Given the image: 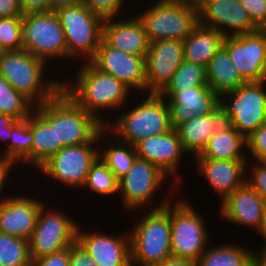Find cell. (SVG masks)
Listing matches in <instances>:
<instances>
[{"label": "cell", "instance_id": "1", "mask_svg": "<svg viewBox=\"0 0 266 266\" xmlns=\"http://www.w3.org/2000/svg\"><path fill=\"white\" fill-rule=\"evenodd\" d=\"M84 63L79 67L75 81L73 80L75 83L70 80L69 84L63 80L62 89L86 112L104 126L108 125L110 123L98 112L124 109L129 102L131 89L113 75L97 69L90 61Z\"/></svg>", "mask_w": 266, "mask_h": 266}, {"label": "cell", "instance_id": "2", "mask_svg": "<svg viewBox=\"0 0 266 266\" xmlns=\"http://www.w3.org/2000/svg\"><path fill=\"white\" fill-rule=\"evenodd\" d=\"M45 64L48 65L24 49L0 52V75L35 107L51 100L62 90L61 80L44 78Z\"/></svg>", "mask_w": 266, "mask_h": 266}, {"label": "cell", "instance_id": "3", "mask_svg": "<svg viewBox=\"0 0 266 266\" xmlns=\"http://www.w3.org/2000/svg\"><path fill=\"white\" fill-rule=\"evenodd\" d=\"M169 200L152 207L129 231L131 266H158L172 256Z\"/></svg>", "mask_w": 266, "mask_h": 266}, {"label": "cell", "instance_id": "4", "mask_svg": "<svg viewBox=\"0 0 266 266\" xmlns=\"http://www.w3.org/2000/svg\"><path fill=\"white\" fill-rule=\"evenodd\" d=\"M136 105L131 110H125V113L119 112L121 114L111 121V127L105 125L109 130L108 136L111 132L118 140L134 146L147 137L167 133L173 129L169 105L160 94H148L146 99Z\"/></svg>", "mask_w": 266, "mask_h": 266}, {"label": "cell", "instance_id": "5", "mask_svg": "<svg viewBox=\"0 0 266 266\" xmlns=\"http://www.w3.org/2000/svg\"><path fill=\"white\" fill-rule=\"evenodd\" d=\"M54 11L64 32L68 59L82 56L84 61H90L102 40L104 19L93 13L83 0L58 7Z\"/></svg>", "mask_w": 266, "mask_h": 266}, {"label": "cell", "instance_id": "6", "mask_svg": "<svg viewBox=\"0 0 266 266\" xmlns=\"http://www.w3.org/2000/svg\"><path fill=\"white\" fill-rule=\"evenodd\" d=\"M154 3L137 14L150 42L183 41L198 24V7L190 0H156Z\"/></svg>", "mask_w": 266, "mask_h": 266}, {"label": "cell", "instance_id": "7", "mask_svg": "<svg viewBox=\"0 0 266 266\" xmlns=\"http://www.w3.org/2000/svg\"><path fill=\"white\" fill-rule=\"evenodd\" d=\"M265 84L266 80L247 82L220 97L224 121L245 137L262 124H266ZM225 99H229L228 102Z\"/></svg>", "mask_w": 266, "mask_h": 266}, {"label": "cell", "instance_id": "8", "mask_svg": "<svg viewBox=\"0 0 266 266\" xmlns=\"http://www.w3.org/2000/svg\"><path fill=\"white\" fill-rule=\"evenodd\" d=\"M169 200L171 254L197 262L207 248L209 233L203 217L187 199Z\"/></svg>", "mask_w": 266, "mask_h": 266}, {"label": "cell", "instance_id": "9", "mask_svg": "<svg viewBox=\"0 0 266 266\" xmlns=\"http://www.w3.org/2000/svg\"><path fill=\"white\" fill-rule=\"evenodd\" d=\"M23 49L45 62L68 58L66 40L54 10L23 14Z\"/></svg>", "mask_w": 266, "mask_h": 266}, {"label": "cell", "instance_id": "10", "mask_svg": "<svg viewBox=\"0 0 266 266\" xmlns=\"http://www.w3.org/2000/svg\"><path fill=\"white\" fill-rule=\"evenodd\" d=\"M98 157L99 133L90 142L64 146L38 170L40 174L62 185L80 189L83 188L90 168Z\"/></svg>", "mask_w": 266, "mask_h": 266}, {"label": "cell", "instance_id": "11", "mask_svg": "<svg viewBox=\"0 0 266 266\" xmlns=\"http://www.w3.org/2000/svg\"><path fill=\"white\" fill-rule=\"evenodd\" d=\"M42 205L29 240L31 259H39L69 248L76 242L78 222L64 211Z\"/></svg>", "mask_w": 266, "mask_h": 266}, {"label": "cell", "instance_id": "12", "mask_svg": "<svg viewBox=\"0 0 266 266\" xmlns=\"http://www.w3.org/2000/svg\"><path fill=\"white\" fill-rule=\"evenodd\" d=\"M104 127L63 89L56 95L57 144L70 146L90 142Z\"/></svg>", "mask_w": 266, "mask_h": 266}, {"label": "cell", "instance_id": "13", "mask_svg": "<svg viewBox=\"0 0 266 266\" xmlns=\"http://www.w3.org/2000/svg\"><path fill=\"white\" fill-rule=\"evenodd\" d=\"M168 177L153 163L137 157L129 171L119 179L124 211L138 210L143 205L146 207L152 197H156V192L163 187Z\"/></svg>", "mask_w": 266, "mask_h": 266}, {"label": "cell", "instance_id": "14", "mask_svg": "<svg viewBox=\"0 0 266 266\" xmlns=\"http://www.w3.org/2000/svg\"><path fill=\"white\" fill-rule=\"evenodd\" d=\"M223 46L240 75L247 82L265 81L266 29L256 32L226 36Z\"/></svg>", "mask_w": 266, "mask_h": 266}, {"label": "cell", "instance_id": "15", "mask_svg": "<svg viewBox=\"0 0 266 266\" xmlns=\"http://www.w3.org/2000/svg\"><path fill=\"white\" fill-rule=\"evenodd\" d=\"M183 61V41L165 39L150 42L145 56V91L160 94Z\"/></svg>", "mask_w": 266, "mask_h": 266}, {"label": "cell", "instance_id": "16", "mask_svg": "<svg viewBox=\"0 0 266 266\" xmlns=\"http://www.w3.org/2000/svg\"><path fill=\"white\" fill-rule=\"evenodd\" d=\"M198 23L216 29L225 37L253 33L259 30L239 0L203 1L198 6Z\"/></svg>", "mask_w": 266, "mask_h": 266}, {"label": "cell", "instance_id": "17", "mask_svg": "<svg viewBox=\"0 0 266 266\" xmlns=\"http://www.w3.org/2000/svg\"><path fill=\"white\" fill-rule=\"evenodd\" d=\"M90 62L100 71L113 75L132 90L145 92V57L114 49L101 40Z\"/></svg>", "mask_w": 266, "mask_h": 266}, {"label": "cell", "instance_id": "18", "mask_svg": "<svg viewBox=\"0 0 266 266\" xmlns=\"http://www.w3.org/2000/svg\"><path fill=\"white\" fill-rule=\"evenodd\" d=\"M29 126L33 133L30 166L37 171L64 147L63 144H57L56 96L35 107V110L29 115Z\"/></svg>", "mask_w": 266, "mask_h": 266}, {"label": "cell", "instance_id": "19", "mask_svg": "<svg viewBox=\"0 0 266 266\" xmlns=\"http://www.w3.org/2000/svg\"><path fill=\"white\" fill-rule=\"evenodd\" d=\"M92 231H82L78 226L76 241L98 266H131L129 232L115 236Z\"/></svg>", "mask_w": 266, "mask_h": 266}, {"label": "cell", "instance_id": "20", "mask_svg": "<svg viewBox=\"0 0 266 266\" xmlns=\"http://www.w3.org/2000/svg\"><path fill=\"white\" fill-rule=\"evenodd\" d=\"M160 95L169 105L173 128L191 120L194 116L212 113L220 106V96L209 86H197L181 91H162Z\"/></svg>", "mask_w": 266, "mask_h": 266}, {"label": "cell", "instance_id": "21", "mask_svg": "<svg viewBox=\"0 0 266 266\" xmlns=\"http://www.w3.org/2000/svg\"><path fill=\"white\" fill-rule=\"evenodd\" d=\"M137 157L148 160L159 167L169 178L174 176V185L177 186L180 173L178 175V165L181 164L183 154H185L178 133L175 128L167 133L147 137L134 145ZM179 182V183H178Z\"/></svg>", "mask_w": 266, "mask_h": 266}, {"label": "cell", "instance_id": "22", "mask_svg": "<svg viewBox=\"0 0 266 266\" xmlns=\"http://www.w3.org/2000/svg\"><path fill=\"white\" fill-rule=\"evenodd\" d=\"M43 204L33 196H6L0 204V232L30 240Z\"/></svg>", "mask_w": 266, "mask_h": 266}, {"label": "cell", "instance_id": "23", "mask_svg": "<svg viewBox=\"0 0 266 266\" xmlns=\"http://www.w3.org/2000/svg\"><path fill=\"white\" fill-rule=\"evenodd\" d=\"M104 19L102 40L110 47L139 56H146L150 41L143 22L137 15L129 19ZM114 20V21H113Z\"/></svg>", "mask_w": 266, "mask_h": 266}, {"label": "cell", "instance_id": "24", "mask_svg": "<svg viewBox=\"0 0 266 266\" xmlns=\"http://www.w3.org/2000/svg\"><path fill=\"white\" fill-rule=\"evenodd\" d=\"M195 162L222 202L245 183L247 160L195 159Z\"/></svg>", "mask_w": 266, "mask_h": 266}, {"label": "cell", "instance_id": "25", "mask_svg": "<svg viewBox=\"0 0 266 266\" xmlns=\"http://www.w3.org/2000/svg\"><path fill=\"white\" fill-rule=\"evenodd\" d=\"M264 200L246 182L223 202L220 212L223 219L238 225L260 229Z\"/></svg>", "mask_w": 266, "mask_h": 266}, {"label": "cell", "instance_id": "26", "mask_svg": "<svg viewBox=\"0 0 266 266\" xmlns=\"http://www.w3.org/2000/svg\"><path fill=\"white\" fill-rule=\"evenodd\" d=\"M224 122L223 111L219 106L214 112L194 116L179 124L178 133L184 152L199 156L206 148L210 137Z\"/></svg>", "mask_w": 266, "mask_h": 266}, {"label": "cell", "instance_id": "27", "mask_svg": "<svg viewBox=\"0 0 266 266\" xmlns=\"http://www.w3.org/2000/svg\"><path fill=\"white\" fill-rule=\"evenodd\" d=\"M246 137L239 133L228 122H223L218 130L210 137L204 151L195 159L212 160H248L246 156Z\"/></svg>", "mask_w": 266, "mask_h": 266}, {"label": "cell", "instance_id": "28", "mask_svg": "<svg viewBox=\"0 0 266 266\" xmlns=\"http://www.w3.org/2000/svg\"><path fill=\"white\" fill-rule=\"evenodd\" d=\"M205 71L207 85L220 97L247 83L240 75L223 45L210 59Z\"/></svg>", "mask_w": 266, "mask_h": 266}, {"label": "cell", "instance_id": "29", "mask_svg": "<svg viewBox=\"0 0 266 266\" xmlns=\"http://www.w3.org/2000/svg\"><path fill=\"white\" fill-rule=\"evenodd\" d=\"M224 37L216 29L198 23L183 40L184 60L206 67L210 59L222 47Z\"/></svg>", "mask_w": 266, "mask_h": 266}, {"label": "cell", "instance_id": "30", "mask_svg": "<svg viewBox=\"0 0 266 266\" xmlns=\"http://www.w3.org/2000/svg\"><path fill=\"white\" fill-rule=\"evenodd\" d=\"M255 251L233 243L208 246L196 266H254Z\"/></svg>", "mask_w": 266, "mask_h": 266}, {"label": "cell", "instance_id": "31", "mask_svg": "<svg viewBox=\"0 0 266 266\" xmlns=\"http://www.w3.org/2000/svg\"><path fill=\"white\" fill-rule=\"evenodd\" d=\"M107 132L105 127L99 132V157L119 180L129 171L137 158V154L133 145L118 140L114 135L111 137L113 141L110 140L108 146L105 145L106 148L103 149L101 141L104 140V135L107 136Z\"/></svg>", "mask_w": 266, "mask_h": 266}, {"label": "cell", "instance_id": "32", "mask_svg": "<svg viewBox=\"0 0 266 266\" xmlns=\"http://www.w3.org/2000/svg\"><path fill=\"white\" fill-rule=\"evenodd\" d=\"M33 145V133L29 126V116L16 121L11 126L10 141L5 150L0 152V161L15 167L23 162L30 166V152ZM4 151V152H3Z\"/></svg>", "mask_w": 266, "mask_h": 266}, {"label": "cell", "instance_id": "33", "mask_svg": "<svg viewBox=\"0 0 266 266\" xmlns=\"http://www.w3.org/2000/svg\"><path fill=\"white\" fill-rule=\"evenodd\" d=\"M34 110L35 106L0 75V114L10 115L21 121L27 119Z\"/></svg>", "mask_w": 266, "mask_h": 266}, {"label": "cell", "instance_id": "34", "mask_svg": "<svg viewBox=\"0 0 266 266\" xmlns=\"http://www.w3.org/2000/svg\"><path fill=\"white\" fill-rule=\"evenodd\" d=\"M29 240L0 232V266H31Z\"/></svg>", "mask_w": 266, "mask_h": 266}, {"label": "cell", "instance_id": "35", "mask_svg": "<svg viewBox=\"0 0 266 266\" xmlns=\"http://www.w3.org/2000/svg\"><path fill=\"white\" fill-rule=\"evenodd\" d=\"M84 187L100 196H110L119 193V180L98 157L90 168Z\"/></svg>", "mask_w": 266, "mask_h": 266}, {"label": "cell", "instance_id": "36", "mask_svg": "<svg viewBox=\"0 0 266 266\" xmlns=\"http://www.w3.org/2000/svg\"><path fill=\"white\" fill-rule=\"evenodd\" d=\"M197 86H208L205 67L184 60L163 91H181Z\"/></svg>", "mask_w": 266, "mask_h": 266}, {"label": "cell", "instance_id": "37", "mask_svg": "<svg viewBox=\"0 0 266 266\" xmlns=\"http://www.w3.org/2000/svg\"><path fill=\"white\" fill-rule=\"evenodd\" d=\"M23 49L22 17L0 18V52Z\"/></svg>", "mask_w": 266, "mask_h": 266}, {"label": "cell", "instance_id": "38", "mask_svg": "<svg viewBox=\"0 0 266 266\" xmlns=\"http://www.w3.org/2000/svg\"><path fill=\"white\" fill-rule=\"evenodd\" d=\"M249 161L250 159L246 163V171L251 170L252 174L246 175L245 182L266 201V162L256 161L249 168Z\"/></svg>", "mask_w": 266, "mask_h": 266}, {"label": "cell", "instance_id": "39", "mask_svg": "<svg viewBox=\"0 0 266 266\" xmlns=\"http://www.w3.org/2000/svg\"><path fill=\"white\" fill-rule=\"evenodd\" d=\"M83 2L93 13L107 19L119 18L126 0H83Z\"/></svg>", "mask_w": 266, "mask_h": 266}, {"label": "cell", "instance_id": "40", "mask_svg": "<svg viewBox=\"0 0 266 266\" xmlns=\"http://www.w3.org/2000/svg\"><path fill=\"white\" fill-rule=\"evenodd\" d=\"M247 148L254 161L266 162V124H262L248 137Z\"/></svg>", "mask_w": 266, "mask_h": 266}, {"label": "cell", "instance_id": "41", "mask_svg": "<svg viewBox=\"0 0 266 266\" xmlns=\"http://www.w3.org/2000/svg\"><path fill=\"white\" fill-rule=\"evenodd\" d=\"M252 22L259 29H266V0H239Z\"/></svg>", "mask_w": 266, "mask_h": 266}, {"label": "cell", "instance_id": "42", "mask_svg": "<svg viewBox=\"0 0 266 266\" xmlns=\"http://www.w3.org/2000/svg\"><path fill=\"white\" fill-rule=\"evenodd\" d=\"M69 266H98L86 250L76 241L69 247Z\"/></svg>", "mask_w": 266, "mask_h": 266}, {"label": "cell", "instance_id": "43", "mask_svg": "<svg viewBox=\"0 0 266 266\" xmlns=\"http://www.w3.org/2000/svg\"><path fill=\"white\" fill-rule=\"evenodd\" d=\"M31 260V266H69V248L39 259Z\"/></svg>", "mask_w": 266, "mask_h": 266}, {"label": "cell", "instance_id": "44", "mask_svg": "<svg viewBox=\"0 0 266 266\" xmlns=\"http://www.w3.org/2000/svg\"><path fill=\"white\" fill-rule=\"evenodd\" d=\"M23 14L51 11V0H19Z\"/></svg>", "mask_w": 266, "mask_h": 266}, {"label": "cell", "instance_id": "45", "mask_svg": "<svg viewBox=\"0 0 266 266\" xmlns=\"http://www.w3.org/2000/svg\"><path fill=\"white\" fill-rule=\"evenodd\" d=\"M22 16L19 0H0V18Z\"/></svg>", "mask_w": 266, "mask_h": 266}, {"label": "cell", "instance_id": "46", "mask_svg": "<svg viewBox=\"0 0 266 266\" xmlns=\"http://www.w3.org/2000/svg\"><path fill=\"white\" fill-rule=\"evenodd\" d=\"M17 120L10 115L0 114V141L8 145L11 136V126Z\"/></svg>", "mask_w": 266, "mask_h": 266}, {"label": "cell", "instance_id": "47", "mask_svg": "<svg viewBox=\"0 0 266 266\" xmlns=\"http://www.w3.org/2000/svg\"><path fill=\"white\" fill-rule=\"evenodd\" d=\"M15 169L11 165L5 164L4 162L0 161V204H2L3 200L5 199V196L2 195L4 194L3 189H5V184H7V180L9 179V174L11 171Z\"/></svg>", "mask_w": 266, "mask_h": 266}, {"label": "cell", "instance_id": "48", "mask_svg": "<svg viewBox=\"0 0 266 266\" xmlns=\"http://www.w3.org/2000/svg\"><path fill=\"white\" fill-rule=\"evenodd\" d=\"M158 266H196V262L186 258L170 256L163 260Z\"/></svg>", "mask_w": 266, "mask_h": 266}, {"label": "cell", "instance_id": "49", "mask_svg": "<svg viewBox=\"0 0 266 266\" xmlns=\"http://www.w3.org/2000/svg\"><path fill=\"white\" fill-rule=\"evenodd\" d=\"M257 233H259V235L261 234V237L265 240V244H263V247H260L261 250L256 253H266V201L263 205L262 222Z\"/></svg>", "mask_w": 266, "mask_h": 266}, {"label": "cell", "instance_id": "50", "mask_svg": "<svg viewBox=\"0 0 266 266\" xmlns=\"http://www.w3.org/2000/svg\"><path fill=\"white\" fill-rule=\"evenodd\" d=\"M79 0H51V11L64 5L76 3Z\"/></svg>", "mask_w": 266, "mask_h": 266}, {"label": "cell", "instance_id": "51", "mask_svg": "<svg viewBox=\"0 0 266 266\" xmlns=\"http://www.w3.org/2000/svg\"><path fill=\"white\" fill-rule=\"evenodd\" d=\"M254 266H266V253H256Z\"/></svg>", "mask_w": 266, "mask_h": 266}, {"label": "cell", "instance_id": "52", "mask_svg": "<svg viewBox=\"0 0 266 266\" xmlns=\"http://www.w3.org/2000/svg\"><path fill=\"white\" fill-rule=\"evenodd\" d=\"M196 7H198L205 0H190Z\"/></svg>", "mask_w": 266, "mask_h": 266}, {"label": "cell", "instance_id": "53", "mask_svg": "<svg viewBox=\"0 0 266 266\" xmlns=\"http://www.w3.org/2000/svg\"><path fill=\"white\" fill-rule=\"evenodd\" d=\"M265 78H266V61H265Z\"/></svg>", "mask_w": 266, "mask_h": 266}]
</instances>
